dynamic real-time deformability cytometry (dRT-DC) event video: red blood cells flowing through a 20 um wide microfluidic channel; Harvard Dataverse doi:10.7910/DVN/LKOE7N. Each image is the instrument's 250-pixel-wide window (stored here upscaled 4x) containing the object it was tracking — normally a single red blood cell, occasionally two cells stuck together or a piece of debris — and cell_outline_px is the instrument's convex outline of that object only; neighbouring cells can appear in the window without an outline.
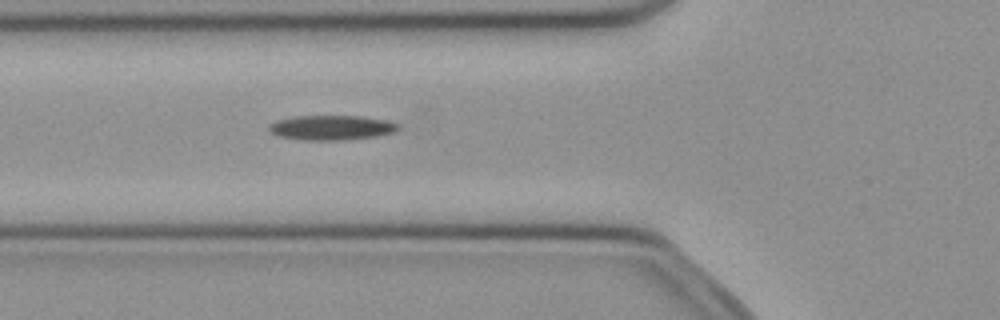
{"species": "common noctule bat (a hibernating species)", "species_latin": "Nyctalus noctula", "temperature_condition": "cold", "stored_images_in_passage": 44, "camera_frame_rate_fps": 3000, "um_per_image_px": 0.085, "animal": {"sex": "female", "body_mass_g": 21.9}, "frame": {"image": 1, "passage_image": 11, "time_ms": 3.333, "image_size_px": [1000, 320], "cell_outline_px": [[400, 128], [396, 132], [376, 136], [344, 140], [304, 140], [276, 136], [268, 128], [268, 124], [276, 120], [296, 116], [360, 116], [384, 120], [400, 124]], "centroid_in_image_um": [28.17, 10.85], "position_along_channel_um": 97.6, "area_um2": 18.73}}
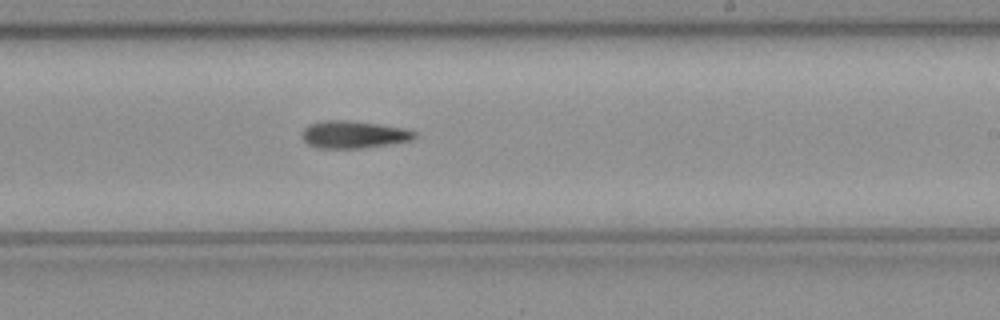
{"frame": {"image": 2, "passage_image": 23, "time_ms": 7.333, "image_size_px": [1000, 320], "cell_outline_px": [[416, 136], [412, 140], [392, 144], [360, 148], [320, 148], [308, 144], [300, 136], [304, 128], [308, 124], [320, 120], [344, 120], [380, 124], [404, 128], [416, 132]], "centroid_in_image_um": [30.04, 11.43], "position_along_channel_um": 259.0, "area_um2": 18.09}}
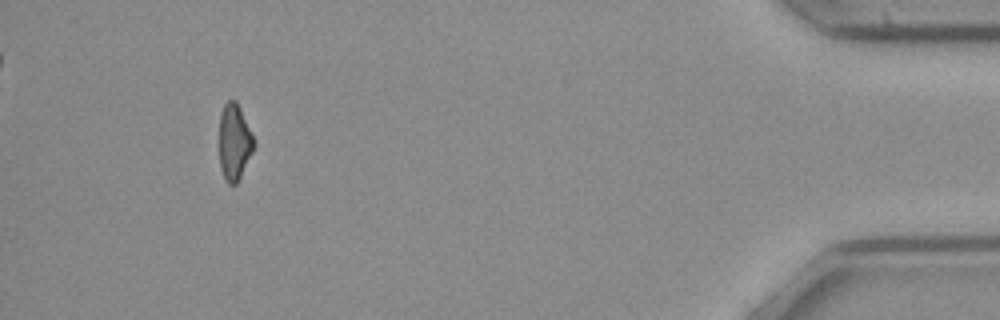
{"frame": {"image": 3, "passage_image": 40, "time_ms": 13.0, "image_size_px": [1000, 320], "cell_outline_px": [[256, 144], [236, 184], [228, 184], [224, 180], [220, 168], [220, 112], [224, 104], [228, 100], [236, 100], [256, 140]], "centroid_in_image_um": [19.92, 12.06], "position_along_channel_um": 415.3, "area_um2": 15.43}}